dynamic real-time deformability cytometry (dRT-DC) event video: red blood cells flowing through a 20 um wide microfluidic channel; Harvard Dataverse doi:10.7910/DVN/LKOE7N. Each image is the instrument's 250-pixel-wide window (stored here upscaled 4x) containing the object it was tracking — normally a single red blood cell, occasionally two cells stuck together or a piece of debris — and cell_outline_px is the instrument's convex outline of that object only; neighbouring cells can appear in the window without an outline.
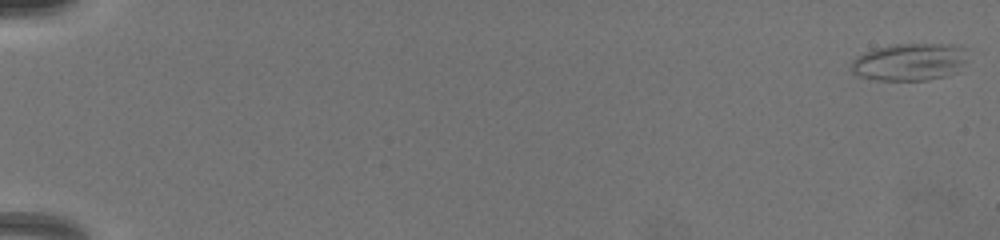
{"species": "common noctule bat (a hibernating species)", "species_latin": "Nyctalus noctula", "temperature_condition": "warm", "stored_images_in_passage": 65, "camera_frame_rate_fps": 3000, "um_per_image_px": 0.085, "animal": {"sex": "female", "body_mass_g": 19.5, "forearm_length_mm": 54.1}, "frame": {"image": 1, "passage_image": 1, "time_ms": 0.0, "image_size_px": [1000, 240], "cell_outline_px": [[964, 60], [960, 72], [948, 76], [928, 80], [876, 80], [856, 76], [852, 72], [852, 60], [856, 56], [872, 48], [892, 44], [956, 44], [964, 48]], "centroid_in_image_um": [77.29, 5.27], "position_along_channel_um": 7.7, "area_um2": 25.72}}
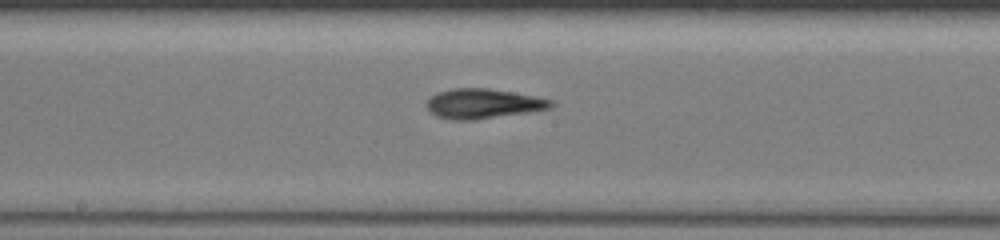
{"frame": {"image": 2, "passage_image": 45, "time_ms": 10.0, "image_size_px": [1000, 240], "cell_outline_px": [[556, 104], [552, 108], [528, 112], [472, 120], [452, 120], [436, 116], [424, 104], [428, 96], [436, 92], [452, 88], [488, 88], [536, 96], [552, 100]], "centroid_in_image_um": [41.03, 8.8], "position_along_channel_um": 207.2, "area_um2": 21.79}}
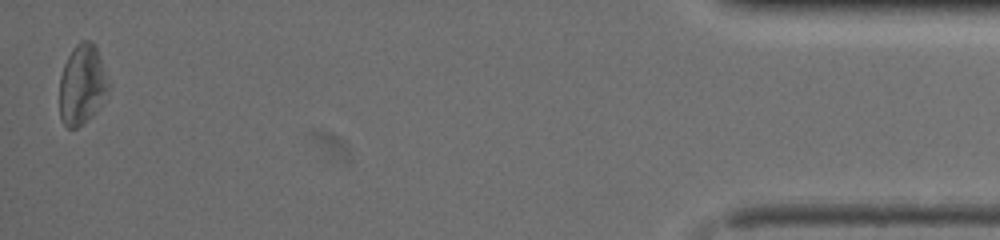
{"frame": {"image": 3, "passage_image": 65, "time_ms": 17.333, "image_size_px": [1000, 240], "cell_outline_px": [[108, 88], [96, 112], [92, 116], [76, 128], [68, 128], [60, 120], [60, 76], [64, 64], [72, 48], [80, 40], [92, 40], [96, 48], [108, 84]], "centroid_in_image_um": [6.93, 7.19], "position_along_channel_um": 428.3, "area_um2": 22.37}}